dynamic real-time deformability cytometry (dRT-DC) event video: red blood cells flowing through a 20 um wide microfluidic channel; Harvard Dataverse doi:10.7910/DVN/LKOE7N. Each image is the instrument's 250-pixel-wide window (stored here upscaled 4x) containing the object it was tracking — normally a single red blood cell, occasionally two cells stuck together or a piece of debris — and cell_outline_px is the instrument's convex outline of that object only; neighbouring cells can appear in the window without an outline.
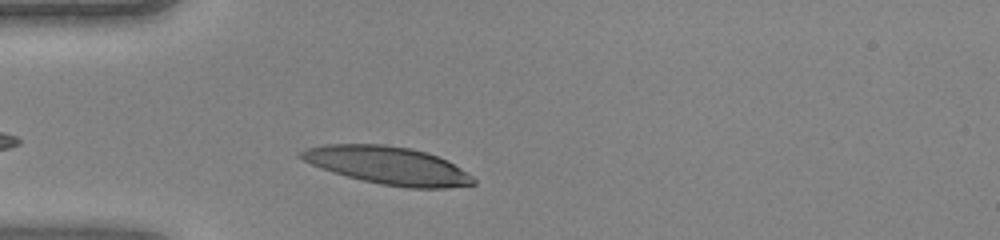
{"species": "human", "species_latin": "Homo sapiens", "temperature_condition": "warm", "stored_images_in_passage": 28, "camera_frame_rate_fps": 3000, "um_per_image_px": 0.085, "donor": {"sex": "female"}, "frame": {"image": 1, "passage_image": 4, "time_ms": 1.0, "image_size_px": [1000, 240], "cell_outline_px": [[472, 184], [392, 184], [372, 180], [356, 176], [336, 148], [400, 148], [420, 152], [444, 160], [452, 164]], "centroid_in_image_um": [34.08, 14.17], "position_along_channel_um": 50.9, "area_um2": 24.97}}
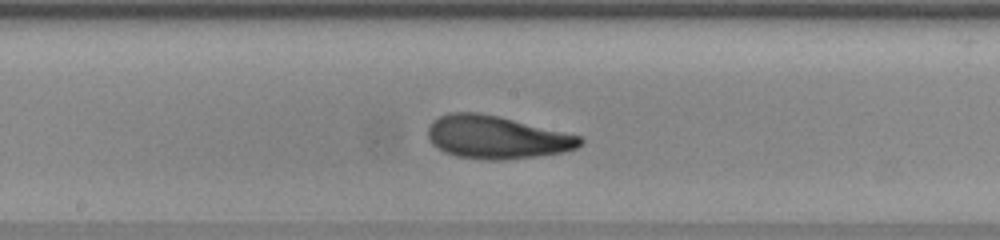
{"frame": {"image": 2, "passage_image": 15, "time_ms": 4.667, "image_size_px": [1000, 240], "cell_outline_px": [[580, 140], [576, 144], [568, 148], [540, 152], [504, 156], [488, 156], [456, 152], [440, 144], [440, 140], [464, 116], [476, 116], [504, 120], [572, 136]], "centroid_in_image_um": [42.69, 11.73], "position_along_channel_um": 205.5, "area_um2": 26.7}}
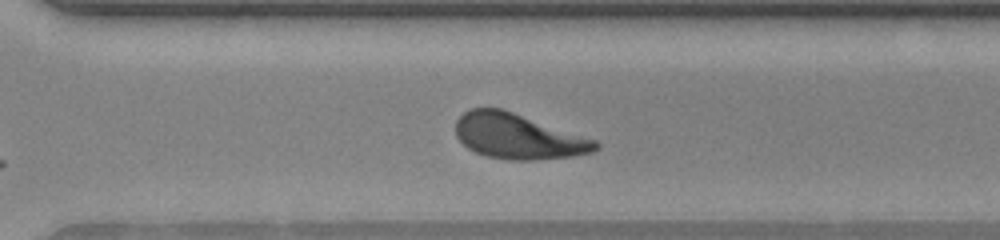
{"frame": {"image": 3, "passage_image": 23, "time_ms": 7.333, "image_size_px": [1000, 240], "cell_outline_px": [[596, 144], [592, 148], [576, 152], [548, 156], [504, 156], [484, 152], [468, 144], [464, 140], [460, 132], [460, 120], [468, 112], [484, 108], [488, 108], [504, 112], [516, 116]], "centroid_in_image_um": [43.85, 11.53], "position_along_channel_um": 326.7, "area_um2": 29.42}}